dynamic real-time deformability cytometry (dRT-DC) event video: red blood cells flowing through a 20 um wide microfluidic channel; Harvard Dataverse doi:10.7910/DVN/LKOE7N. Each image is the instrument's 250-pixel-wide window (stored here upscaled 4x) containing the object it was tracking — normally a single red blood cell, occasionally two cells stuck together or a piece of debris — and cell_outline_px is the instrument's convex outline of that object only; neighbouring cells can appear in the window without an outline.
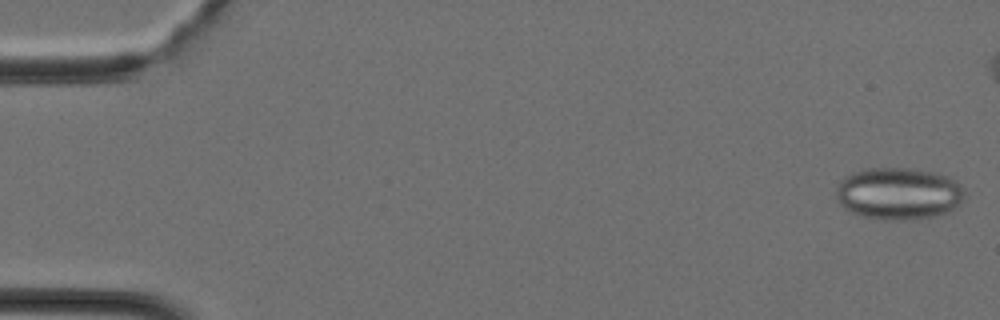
{"species": "Egyptian fruit bat (a non-hibernating species)", "species_latin": "Rousettus aegyptiacus", "temperature_condition": "cold", "stored_images_in_passage": 35, "segment_of_instrument_passage": [1, 2], "camera_frame_rate_fps": 3000, "um_per_image_px": 0.085, "animal": {"sex": "female"}, "frame": {"image": 1, "passage_image": 1, "time_ms": 0.0, "image_size_px": [1000, 320], "cell_outline_px": [[964, 196], [952, 212], [936, 216], [904, 220], [888, 220], [864, 216], [852, 212], [844, 208], [836, 200], [836, 188], [840, 180], [844, 176], [864, 168], [916, 168], [948, 176], [956, 180], [964, 188]], "centroid_in_image_um": [76.39, 16.44], "position_along_channel_um": 8.6, "area_um2": 39.42}}